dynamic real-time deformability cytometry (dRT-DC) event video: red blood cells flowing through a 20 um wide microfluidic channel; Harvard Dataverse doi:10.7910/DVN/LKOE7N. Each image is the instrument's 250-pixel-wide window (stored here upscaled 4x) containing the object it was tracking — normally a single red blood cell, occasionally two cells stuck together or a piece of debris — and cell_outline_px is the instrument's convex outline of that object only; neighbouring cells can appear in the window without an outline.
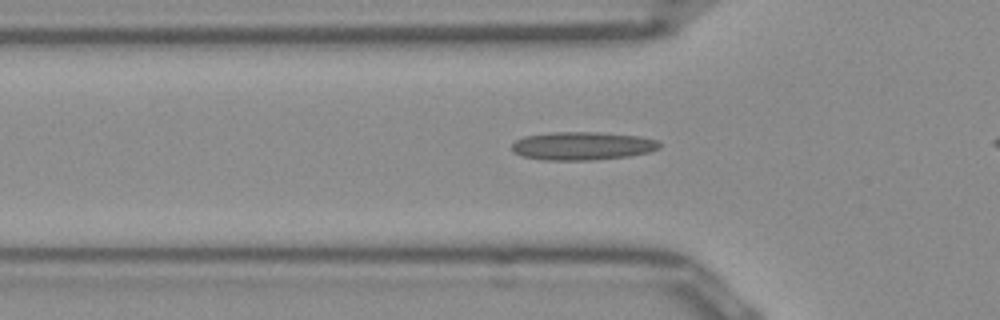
{"species": "Egyptian fruit bat (a non-hibernating species)", "species_latin": "Rousettus aegyptiacus", "temperature_condition": "room temperature", "stored_images_in_passage": 36, "camera_frame_rate_fps": 3000, "um_per_image_px": 0.085, "frame": {"image": 1, "passage_image": 11, "time_ms": 3.333, "image_size_px": [1000, 320], "cell_outline_px": [[660, 148], [652, 152], [628, 156], [592, 160], [544, 160], [524, 156], [512, 152], [512, 144], [516, 140], [524, 136], [552, 132], [600, 132], [640, 136], [656, 140], [660, 144]], "centroid_in_image_um": [49.51, 12.4], "position_along_channel_um": 76.3, "area_um2": 24.39}}
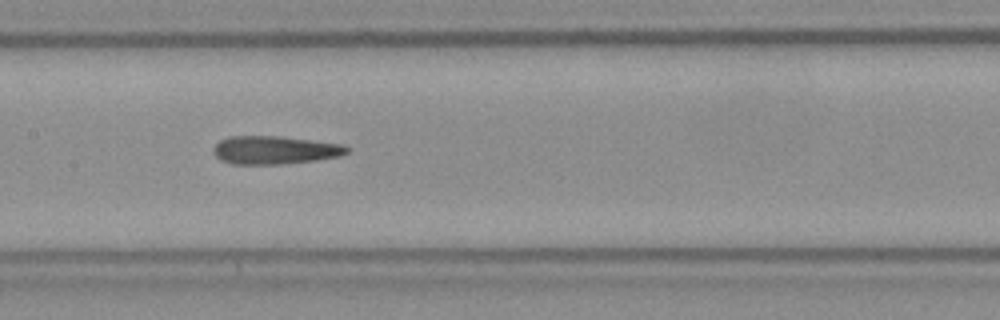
{"frame": {"image": 2, "passage_image": 19, "time_ms": 6.0, "image_size_px": [1000, 320], "cell_outline_px": [[352, 148], [348, 152], [340, 156], [316, 160], [284, 164], [232, 164], [220, 160], [212, 152], [212, 148], [220, 140], [228, 136], [280, 136], [344, 144]], "centroid_in_image_um": [23.36, 12.75], "position_along_channel_um": 184.0, "area_um2": 22.2}}
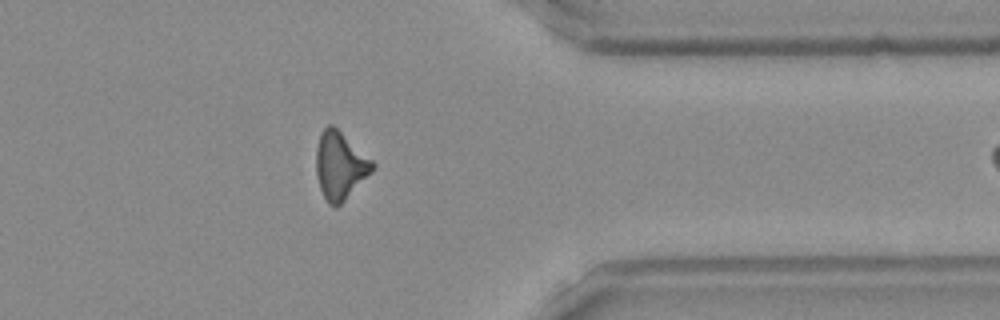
{"frame": {"image": 3, "passage_image": 35, "time_ms": 11.333, "image_size_px": [1000, 320], "cell_outline_px": [[376, 168], [336, 208], [328, 204], [320, 188], [316, 172], [316, 148], [320, 132], [328, 124], [332, 124], [372, 160], [376, 164]], "centroid_in_image_um": [28.89, 14.07], "position_along_channel_um": 382.5, "area_um2": 22.02}}